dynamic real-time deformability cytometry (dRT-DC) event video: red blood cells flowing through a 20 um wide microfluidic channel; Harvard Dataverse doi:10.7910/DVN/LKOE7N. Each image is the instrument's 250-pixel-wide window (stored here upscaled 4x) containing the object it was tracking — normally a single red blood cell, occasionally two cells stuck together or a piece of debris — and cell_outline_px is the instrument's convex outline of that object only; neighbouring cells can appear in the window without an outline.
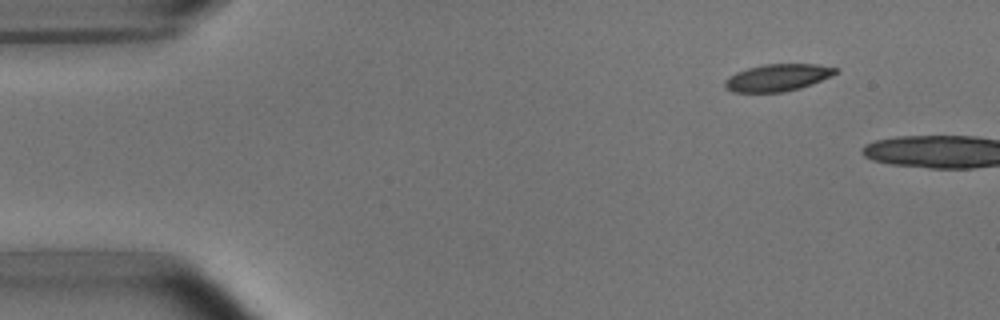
{"species": "common noctule bat (a hibernating species)", "species_latin": "Nyctalus noctula", "temperature_condition": "room temperature", "stored_images_in_passage": 2, "camera_frame_rate_fps": 3000, "um_per_image_px": 0.085, "animal": {"sex": "male", "body_mass_g": 15.6}, "frame": {"image": 1, "passage_image": 1, "time_ms": 0.0, "image_size_px": [1000, 320], "cell_outline_px": [[840, 72], [832, 76], [812, 84], [800, 88], [784, 92], [732, 92], [724, 88], [724, 80], [728, 76], [736, 72], [748, 68], [764, 64], [816, 64], [840, 68]], "centroid_in_image_um": [66.11, 6.59], "position_along_channel_um": 18.9, "area_um2": 17.74}}